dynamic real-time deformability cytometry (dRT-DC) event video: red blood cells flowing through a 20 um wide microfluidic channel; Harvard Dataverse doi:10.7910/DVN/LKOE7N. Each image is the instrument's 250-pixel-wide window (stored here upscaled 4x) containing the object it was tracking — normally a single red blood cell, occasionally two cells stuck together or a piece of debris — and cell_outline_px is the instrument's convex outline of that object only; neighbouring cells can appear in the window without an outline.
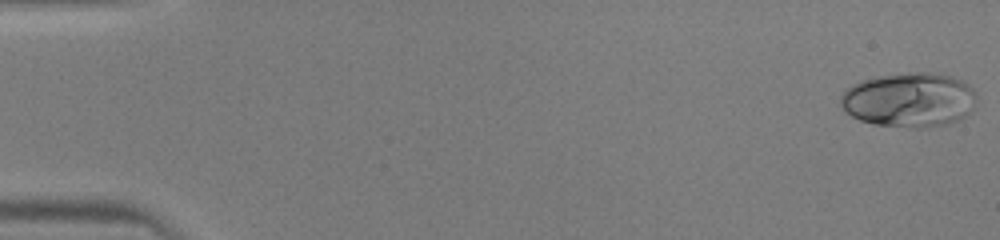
{"species": "human", "species_latin": "Homo sapiens", "temperature_condition": "warm", "stored_images_in_passage": 46, "camera_frame_rate_fps": 3000, "um_per_image_px": 0.085, "donor": {"sex": "male"}, "frame": {"image": 1, "passage_image": 1, "time_ms": 0.0, "image_size_px": [1000, 240], "cell_outline_px": [[976, 100], [972, 108], [964, 116], [948, 124], [920, 128], [916, 128], [876, 124], [860, 120], [852, 116], [840, 104], [840, 96], [852, 84], [864, 80], [880, 76], [912, 72], [928, 72], [952, 76], [968, 84], [976, 92]], "centroid_in_image_um": [77.3, 8.48], "position_along_channel_um": 7.7, "area_um2": 42.89}}
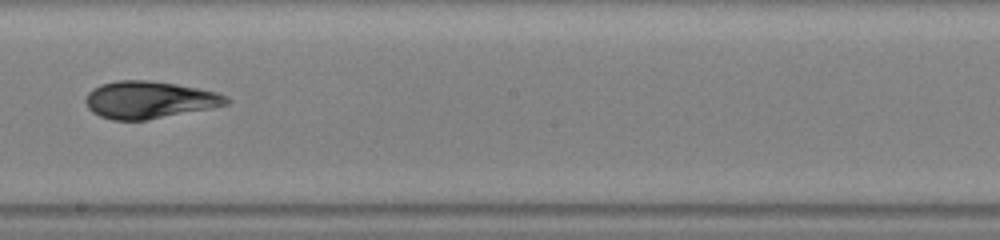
{"frame": {"image": 2, "passage_image": 27, "time_ms": 8.667, "image_size_px": [1000, 240], "cell_outline_px": [[232, 100], [228, 104], [212, 108], [148, 120], [112, 120], [100, 116], [92, 112], [88, 108], [84, 100], [88, 92], [92, 88], [100, 84], [116, 80], [148, 80], [176, 84], [216, 92], [228, 96]], "centroid_in_image_um": [12.68, 8.49], "position_along_channel_um": 235.5, "area_um2": 30.81}}
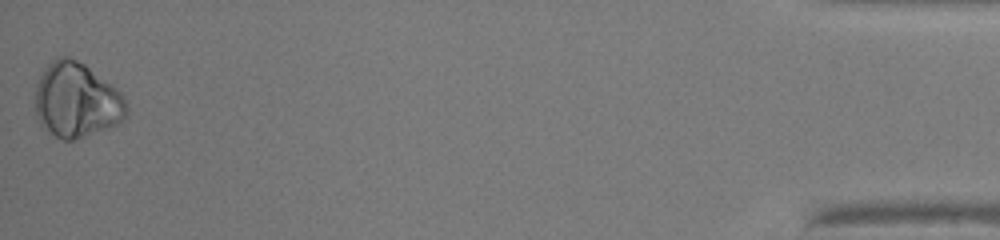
{"frame": {"image": 3, "passage_image": 46, "time_ms": 15.0, "image_size_px": [1000, 240], "cell_outline_px": [[128, 112], [116, 124], [108, 128], [72, 140], [64, 140], [56, 136], [40, 124], [36, 116], [36, 84], [44, 68], [52, 60], [60, 56], [68, 56], [84, 64], [116, 88], [120, 92], [128, 108]], "centroid_in_image_um": [6.48, 8.51], "position_along_channel_um": 428.7, "area_um2": 39.36}}